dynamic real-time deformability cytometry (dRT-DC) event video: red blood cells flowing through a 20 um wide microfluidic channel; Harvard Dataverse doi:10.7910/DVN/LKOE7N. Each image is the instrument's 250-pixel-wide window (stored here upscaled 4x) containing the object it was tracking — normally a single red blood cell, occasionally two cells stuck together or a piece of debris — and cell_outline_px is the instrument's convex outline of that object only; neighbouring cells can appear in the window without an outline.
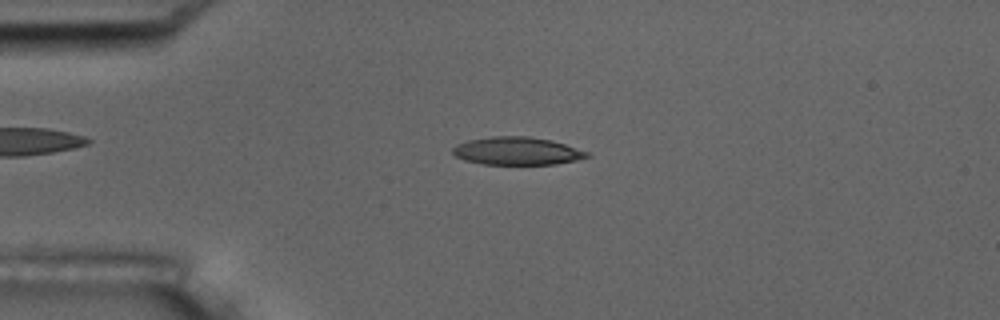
{"species": "common noctule bat (a hibernating species)", "species_latin": "Nyctalus noctula", "temperature_condition": "room temperature", "stored_images_in_passage": 53, "camera_frame_rate_fps": 3000, "um_per_image_px": 0.085, "animal": {"sex": "male", "body_mass_g": 17.5, "forearm_length_mm": 52.3}, "frame": {"image": 1, "passage_image": 12, "time_ms": 3.667, "image_size_px": [1000, 320], "cell_outline_px": [[592, 156], [576, 160], [556, 164], [484, 164], [464, 160], [456, 156], [452, 152], [452, 148], [456, 144], [468, 140], [492, 136], [528, 136], [548, 140], [564, 144], [588, 152]], "centroid_in_image_um": [43.92, 12.83], "position_along_channel_um": 41.1, "area_um2": 21.68}}
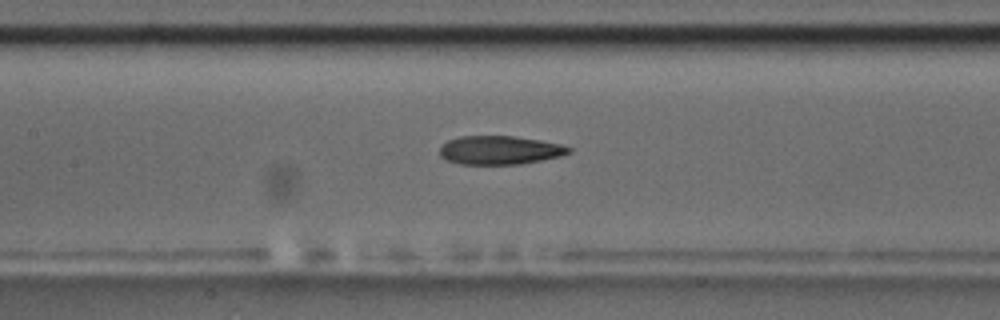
{"frame": {"image": 2, "passage_image": 24, "time_ms": 7.667, "image_size_px": [1000, 320], "cell_outline_px": [[572, 152], [560, 156], [520, 164], [460, 164], [444, 160], [440, 156], [440, 148], [448, 140], [460, 136], [512, 136], [540, 140], [560, 144], [572, 148]], "centroid_in_image_um": [42.46, 12.76], "position_along_channel_um": 164.9, "area_um2": 21.5}}
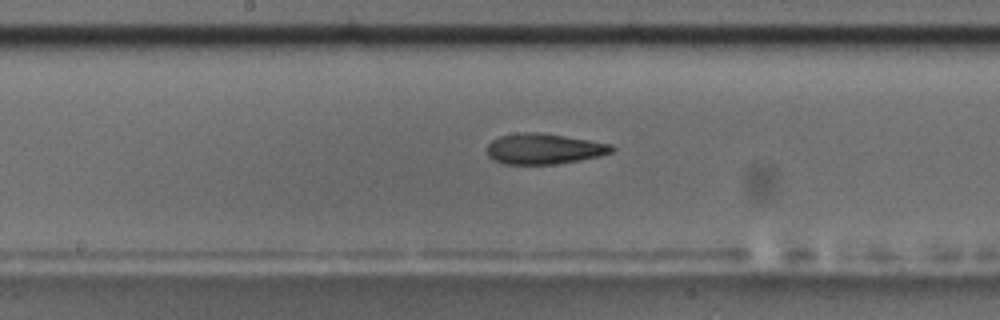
{"frame": {"image": 3, "passage_image": 27, "time_ms": 8.667, "image_size_px": [1000, 320], "cell_outline_px": [[616, 148], [612, 152], [600, 156], [580, 160], [552, 164], [504, 164], [488, 156], [488, 144], [492, 140], [500, 136], [524, 132], [540, 132], [612, 144]], "centroid_in_image_um": [46.26, 12.65], "position_along_channel_um": 201.9, "area_um2": 22.08}, "authors_computed_cell_mechanics": {"area_um2": 22.3108, "velocity_mm_per_s": 3.7346, "shape_relaxation_time_tau1_ms": null, "shape_relaxation_time_tau2_ms": 3.7055, "deformation_change_tau1": null, "deformation_change_tau2": 0.1293}}